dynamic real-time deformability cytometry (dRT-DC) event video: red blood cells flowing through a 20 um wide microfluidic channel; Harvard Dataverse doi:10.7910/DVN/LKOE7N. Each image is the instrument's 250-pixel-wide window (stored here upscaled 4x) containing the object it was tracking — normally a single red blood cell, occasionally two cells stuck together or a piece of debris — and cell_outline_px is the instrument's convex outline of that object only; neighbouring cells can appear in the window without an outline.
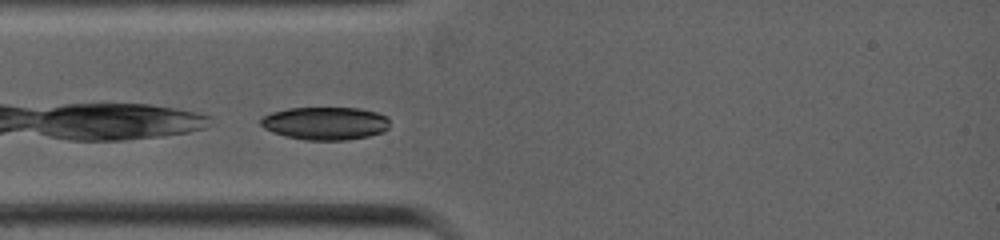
{"species": "common noctule bat (a hibernating species)", "species_latin": "Nyctalus noctula", "temperature_condition": "warm", "stored_images_in_passage": 23, "camera_frame_rate_fps": 5000, "um_per_image_px": 0.085, "animal": {"sex": "female", "body_mass_g": 19.0, "forearm_length_mm": 53.3}, "frame": {"image": 1, "passage_image": 1, "time_ms": 0.0, "image_size_px": [1000, 240], "cell_outline_px": [[388, 128], [384, 132], [368, 136], [348, 140], [304, 140], [272, 132], [264, 128], [260, 124], [260, 120], [264, 116], [272, 112], [288, 108], [360, 108], [376, 112], [388, 116]], "centroid_in_image_um": [27.67, 10.48], "position_along_channel_um": 57.3, "area_um2": 24.8}}
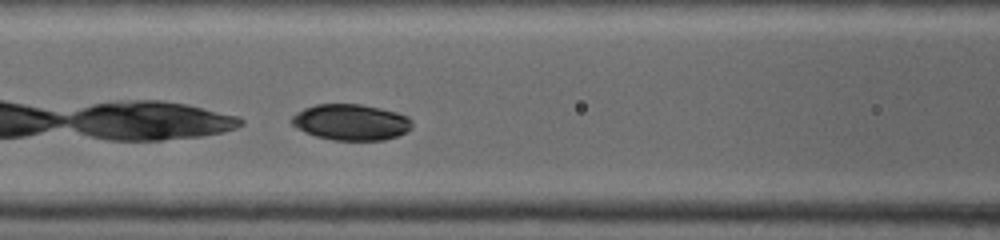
{"frame": {"image": 2, "passage_image": 8, "time_ms": 1.6, "image_size_px": [1000, 240], "cell_outline_px": [[412, 128], [396, 136], [384, 140], [332, 140], [316, 136], [304, 132], [292, 124], [288, 120], [296, 112], [304, 108], [316, 104], [360, 104], [380, 108], [396, 112], [408, 116], [412, 120]], "centroid_in_image_um": [29.81, 10.38], "position_along_channel_um": 136.8, "area_um2": 25.37}}
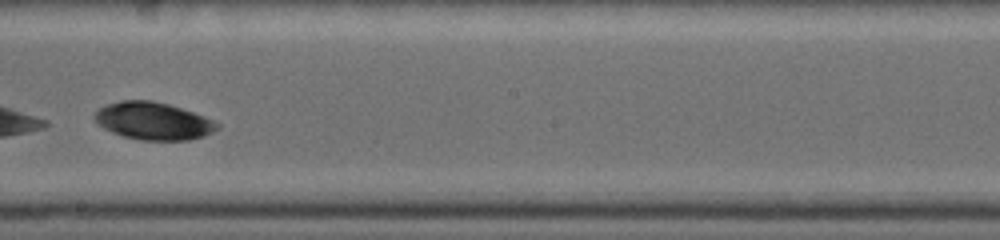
{"frame": {"image": 3, "passage_image": 16, "time_ms": 3.6, "image_size_px": [1000, 240], "cell_outline_px": [[220, 128], [204, 136], [188, 140], [140, 140], [124, 136], [112, 132], [104, 128], [92, 116], [104, 104], [120, 100], [152, 100], [168, 104], [204, 116], [220, 124]], "centroid_in_image_um": [13.02, 10.28], "position_along_channel_um": 235.2, "area_um2": 26.7}}